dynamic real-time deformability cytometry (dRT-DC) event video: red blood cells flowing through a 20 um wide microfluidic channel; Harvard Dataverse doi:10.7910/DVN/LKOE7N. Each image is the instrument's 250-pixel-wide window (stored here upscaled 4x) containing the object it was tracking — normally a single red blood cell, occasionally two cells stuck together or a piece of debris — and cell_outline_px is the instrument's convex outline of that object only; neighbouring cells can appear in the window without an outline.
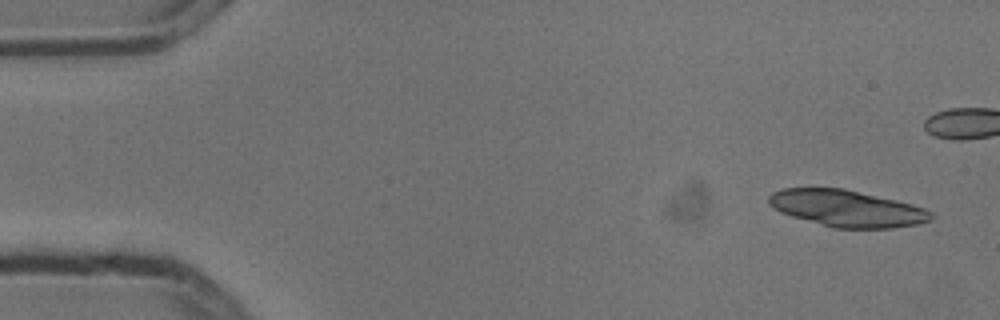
{"species": "common noctule bat (a hibernating species)", "species_latin": "Nyctalus noctula", "temperature_condition": "cold", "stored_images_in_passage": 3, "camera_frame_rate_fps": 3000, "um_per_image_px": 0.085, "animal": {"sex": "male", "body_mass_g": 13.3}, "frame": {"image": 1, "passage_image": 1, "time_ms": 0.0, "image_size_px": [1000, 320], "cell_outline_px": [[932, 220], [920, 224], [892, 228], [832, 228], [792, 216], [780, 212], [772, 208], [768, 204], [768, 196], [772, 192], [784, 188], [844, 188], [896, 200], [912, 204], [924, 208], [932, 212]], "centroid_in_image_um": [71.97, 17.72], "position_along_channel_um": 13.0, "area_um2": 34.8}}